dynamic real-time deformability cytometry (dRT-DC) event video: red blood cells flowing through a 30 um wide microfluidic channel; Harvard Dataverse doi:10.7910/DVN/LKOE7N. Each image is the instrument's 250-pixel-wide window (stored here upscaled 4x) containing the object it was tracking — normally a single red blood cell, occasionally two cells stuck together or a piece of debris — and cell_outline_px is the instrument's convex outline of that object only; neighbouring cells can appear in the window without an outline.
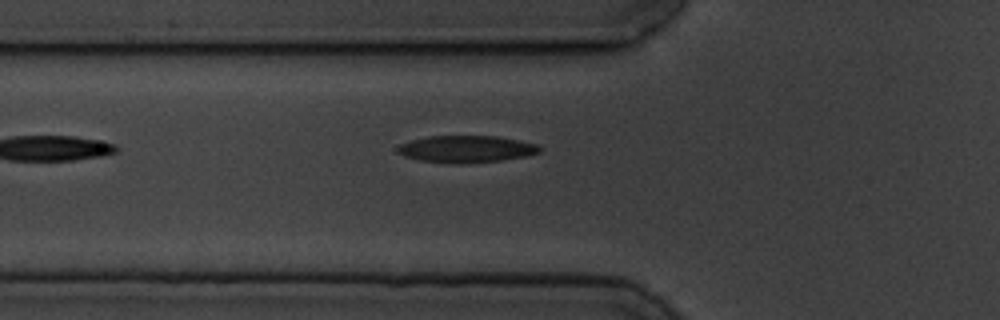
{"species": "common noctule bat (a hibernating species)", "species_latin": "Nyctalus noctula", "temperature_condition": "cold", "stored_images_in_passage": 5, "camera_frame_rate_fps": 3000, "um_per_image_px": 0.085, "animal": {"sex": "male", "body_mass_g": 19.5, "forearm_length_mm": 54.6}, "frame": {"image": 1, "passage_image": 5, "time_ms": 5.667, "image_size_px": [1000, 320], "cell_outline_px": [[540, 152], [528, 156], [500, 160], [460, 164], [456, 164], [420, 160], [404, 156], [400, 152], [400, 144], [412, 140], [428, 136], [496, 136], [536, 144], [540, 148]], "centroid_in_image_um": [39.66, 12.67], "position_along_channel_um": 86.1, "area_um2": 21.96}}